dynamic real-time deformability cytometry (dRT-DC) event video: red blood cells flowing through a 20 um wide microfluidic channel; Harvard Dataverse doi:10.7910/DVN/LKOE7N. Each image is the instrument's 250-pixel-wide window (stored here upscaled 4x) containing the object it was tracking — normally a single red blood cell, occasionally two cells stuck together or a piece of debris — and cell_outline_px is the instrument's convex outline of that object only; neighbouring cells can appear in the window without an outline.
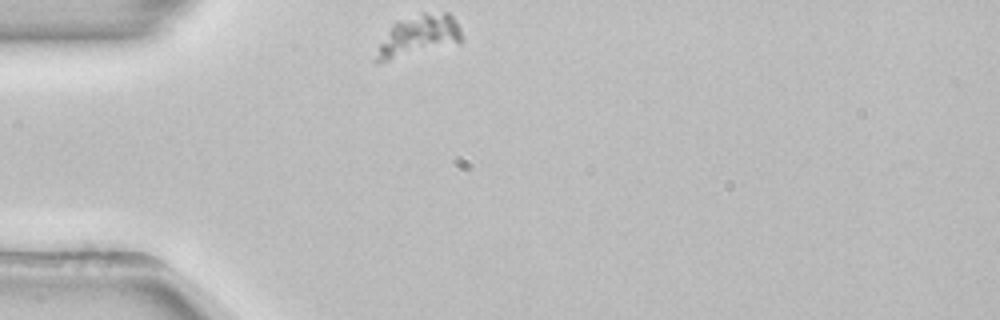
{"species": "common noctule bat (a hibernating species)", "species_latin": "Nyctalus noctula", "temperature_condition": "room temperature", "stored_images_in_passage": 42, "camera_frame_rate_fps": 3000, "um_per_image_px": 0.085, "animal": {"sex": "female", "body_mass_g": 22.7, "forearm_length_mm": 54.2}, "frame": {"image": 1, "passage_image": 1, "time_ms": 0.0, "image_size_px": [1000, 320], "cell_outline_px": [[464, 40], [460, 44], [376, 64], [372, 60], [380, 44], [392, 24], [396, 20], [420, 12], [448, 12], [452, 16], [460, 28], [464, 36]], "centroid_in_image_um": [35.6, 3.06], "position_along_channel_um": 49.4, "area_um2": 21.39}}
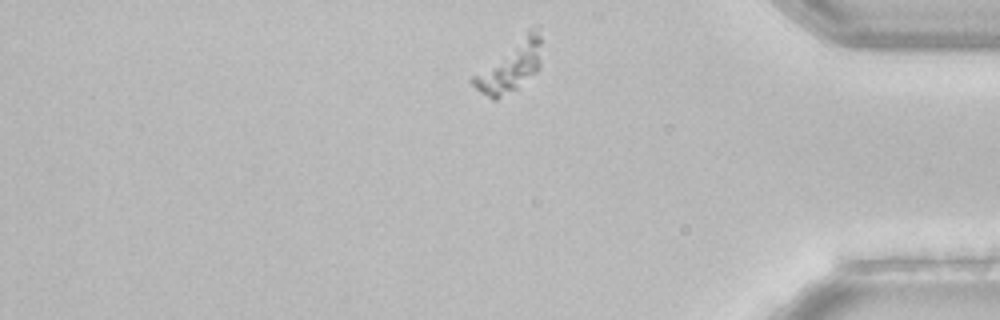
{"frame": {"image": 2, "passage_image": 33, "time_ms": 10.667, "image_size_px": [1000, 320], "cell_outline_px": [[540, 68], [536, 72], [516, 88], [496, 100], [492, 100], [480, 92], [468, 80], [472, 76], [528, 28], [536, 32], [540, 36]], "centroid_in_image_um": [43.32, 5.67], "position_along_channel_um": 391.9, "area_um2": 19.83}}
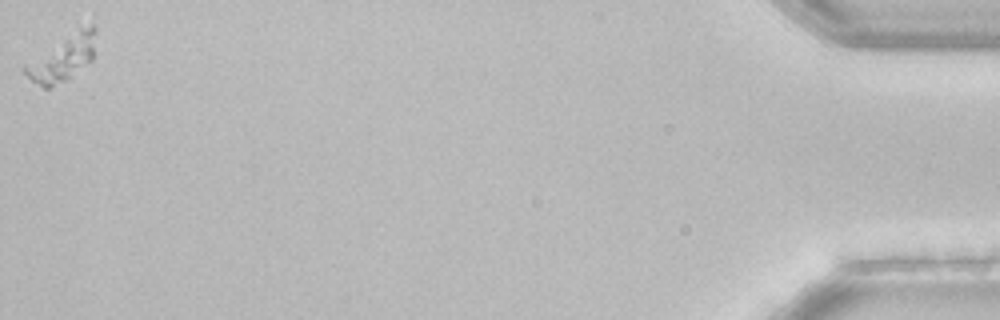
{"frame": {"image": 3, "passage_image": 42, "time_ms": 13.667, "image_size_px": [1000, 320], "cell_outline_px": [[96, 52], [92, 60], [68, 80], [48, 88], [44, 88], [20, 72], [20, 68], [96, 16]], "centroid_in_image_um": [5.42, 4.88], "position_along_channel_um": 429.8, "area_um2": 19.25}}